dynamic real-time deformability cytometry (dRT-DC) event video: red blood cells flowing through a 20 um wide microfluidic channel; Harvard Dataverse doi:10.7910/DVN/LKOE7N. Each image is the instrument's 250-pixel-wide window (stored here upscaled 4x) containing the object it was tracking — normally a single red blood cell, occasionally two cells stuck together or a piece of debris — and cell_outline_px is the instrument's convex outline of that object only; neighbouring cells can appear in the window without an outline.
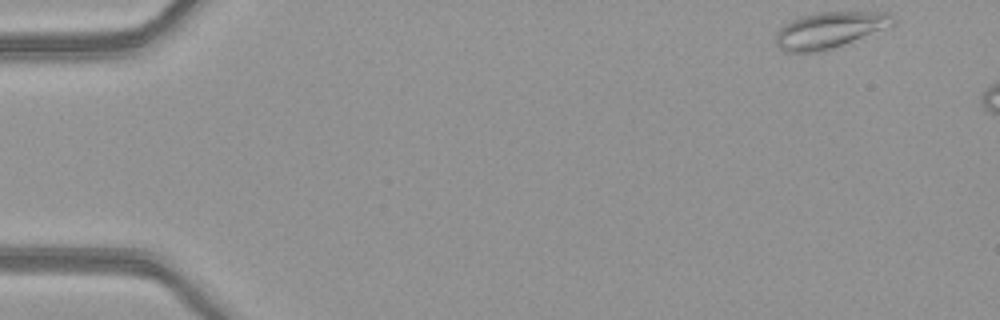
{"species": "common noctule bat (a hibernating species)", "species_latin": "Nyctalus noctula", "temperature_condition": "warm", "stored_images_in_passage": 3, "camera_frame_rate_fps": 3000, "um_per_image_px": 0.085, "animal": {"sex": "female", "body_mass_g": 21.9}, "frame": {"image": 1, "passage_image": 1, "time_ms": 0.0, "image_size_px": [1000, 320], "cell_outline_px": [[896, 24], [824, 52], [788, 52], [780, 48], [776, 44], [776, 32], [784, 24], [800, 16], [820, 12], [892, 12], [896, 20]], "centroid_in_image_um": [70.55, 2.55], "position_along_channel_um": 14.5, "area_um2": 24.85}}